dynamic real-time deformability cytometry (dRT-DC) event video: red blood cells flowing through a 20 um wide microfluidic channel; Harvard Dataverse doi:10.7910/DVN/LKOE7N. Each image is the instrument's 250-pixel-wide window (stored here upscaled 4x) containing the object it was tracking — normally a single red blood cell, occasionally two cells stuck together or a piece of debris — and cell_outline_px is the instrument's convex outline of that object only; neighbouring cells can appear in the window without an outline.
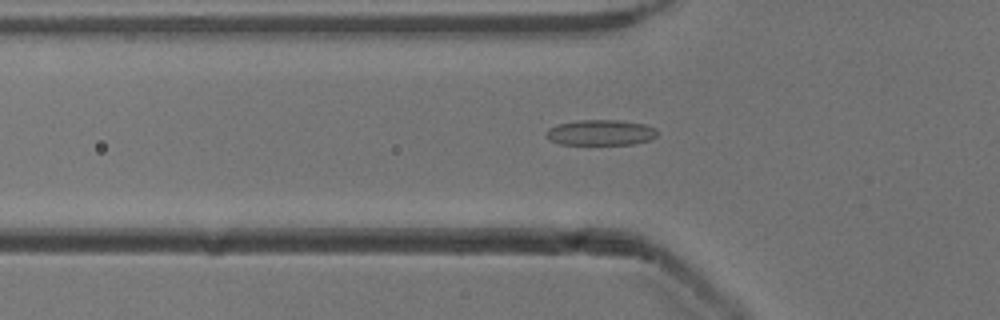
{"species": "common noctule bat (a hibernating species)", "species_latin": "Nyctalus noctula", "temperature_condition": "cold", "stored_images_in_passage": 39, "camera_frame_rate_fps": 3000, "um_per_image_px": 0.085, "animal": {"sex": "male", "body_mass_g": 13.3}, "frame": {"image": 1, "passage_image": 4, "time_ms": 1.0, "image_size_px": [1000, 320], "cell_outline_px": [[656, 136], [648, 140], [632, 144], [560, 144], [544, 136], [544, 132], [548, 128], [556, 124], [576, 120], [620, 120], [644, 124], [656, 128]], "centroid_in_image_um": [51.0, 11.25], "position_along_channel_um": 74.8, "area_um2": 16.59}}
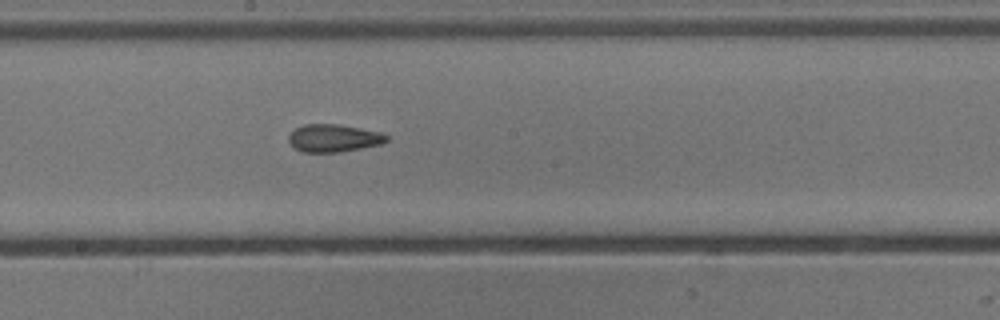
{"frame": {"image": 2, "passage_image": 15, "time_ms": 4.667, "image_size_px": [1000, 320], "cell_outline_px": [[388, 140], [380, 144], [340, 152], [304, 152], [296, 148], [288, 140], [288, 136], [296, 128], [304, 124], [340, 124], [380, 132], [388, 136]], "centroid_in_image_um": [28.36, 11.73], "position_along_channel_um": 219.8, "area_um2": 15.61}}
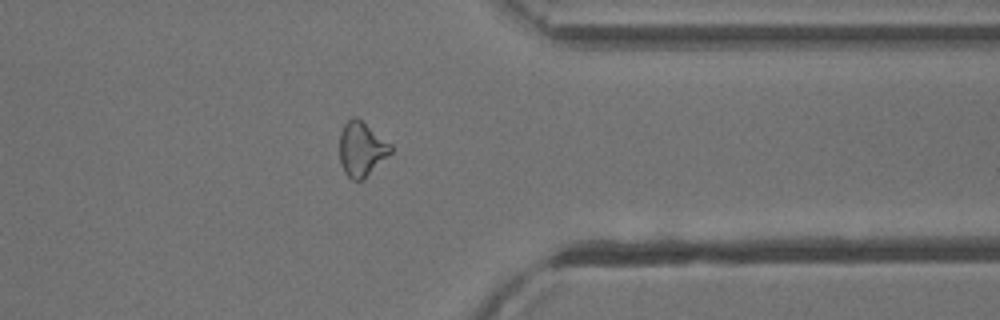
{"frame": {"image": 3, "passage_image": 28, "time_ms": 9.0, "image_size_px": [1000, 320], "cell_outline_px": [[392, 152], [364, 180], [352, 180], [344, 172], [340, 164], [340, 132], [344, 124], [352, 116], [356, 116], [392, 144]], "centroid_in_image_um": [30.73, 12.67], "position_along_channel_um": 380.7, "area_um2": 16.42}, "authors_computed_cell_mechanics": {"area_um2": 15.895, "velocity_mm_per_s": 3.9245, "shape_relaxation_time_tau1_ms": null, "shape_relaxation_time_tau2_ms": 4.1868, "deformation_change_tau1": null, "deformation_change_tau2": 0.1272}}